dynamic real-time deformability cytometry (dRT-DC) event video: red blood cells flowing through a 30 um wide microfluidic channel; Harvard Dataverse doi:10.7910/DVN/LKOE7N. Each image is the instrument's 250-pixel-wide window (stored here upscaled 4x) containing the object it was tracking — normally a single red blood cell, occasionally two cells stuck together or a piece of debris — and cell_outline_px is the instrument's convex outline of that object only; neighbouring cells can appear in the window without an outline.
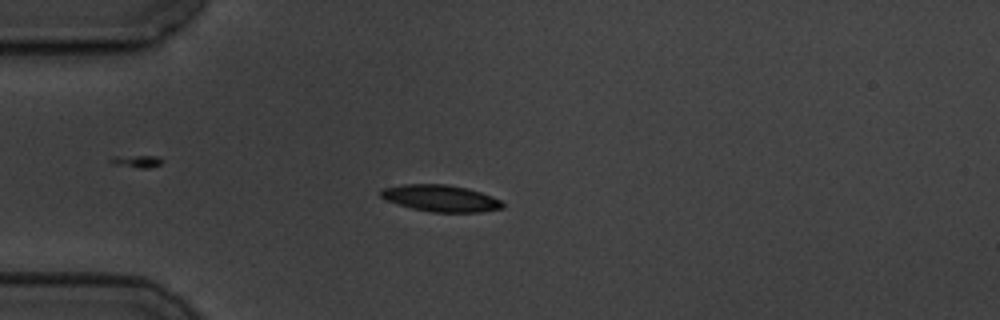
{"species": "common noctule bat (a hibernating species)", "species_latin": "Nyctalus noctula", "temperature_condition": "cold", "stored_images_in_passage": 34, "camera_frame_rate_fps": 3000, "um_per_image_px": 0.085, "animal": {"sex": "male", "body_mass_g": 19.5, "forearm_length_mm": 54.6}, "frame": {"image": 1, "passage_image": 1, "time_ms": 0.0, "image_size_px": [1000, 320], "cell_outline_px": [[504, 208], [480, 212], [432, 212], [412, 208], [396, 204], [384, 200], [380, 196], [380, 192], [384, 188], [404, 184], [444, 184], [468, 188], [492, 196], [500, 200], [504, 204]], "centroid_in_image_um": [37.45, 16.85], "position_along_channel_um": 47.6, "area_um2": 18.96}}
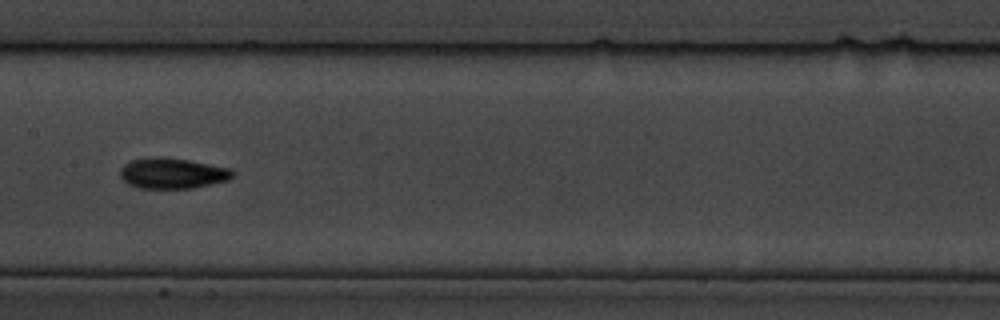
{"frame": {"image": 2, "passage_image": 15, "time_ms": 4.667, "image_size_px": [1000, 320], "cell_outline_px": [[236, 172], [228, 180], [192, 188], [140, 188], [128, 184], [120, 176], [120, 168], [124, 164], [132, 160], [148, 156], [156, 156], [188, 160], [232, 168]], "centroid_in_image_um": [14.65, 14.71], "position_along_channel_um": 192.8, "area_um2": 20.17}}
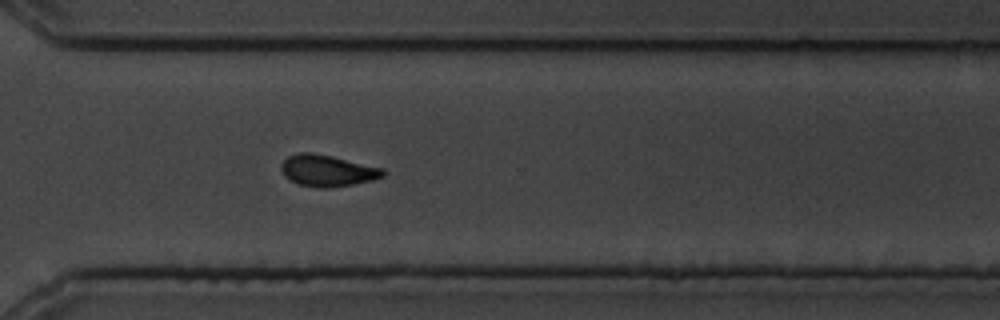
{"frame": {"image": 3, "passage_image": 28, "time_ms": 9.0, "image_size_px": [1000, 320], "cell_outline_px": [[384, 176], [372, 180], [352, 184], [328, 188], [316, 188], [300, 184], [284, 176], [280, 168], [280, 164], [288, 156], [296, 152], [312, 152], [332, 156], [384, 168]], "centroid_in_image_um": [27.8, 14.49], "position_along_channel_um": 342.8, "area_um2": 18.73}, "authors_computed_cell_mechanics": {"area_um2": 19.0162, "velocity_mm_per_s": 3.4641, "shape_relaxation_time_tau1_ms": 3.0768, "shape_relaxation_time_tau2_ms": 6.1354, "deformation_change_tau1": 0.1396, "deformation_change_tau2": 0.084}}